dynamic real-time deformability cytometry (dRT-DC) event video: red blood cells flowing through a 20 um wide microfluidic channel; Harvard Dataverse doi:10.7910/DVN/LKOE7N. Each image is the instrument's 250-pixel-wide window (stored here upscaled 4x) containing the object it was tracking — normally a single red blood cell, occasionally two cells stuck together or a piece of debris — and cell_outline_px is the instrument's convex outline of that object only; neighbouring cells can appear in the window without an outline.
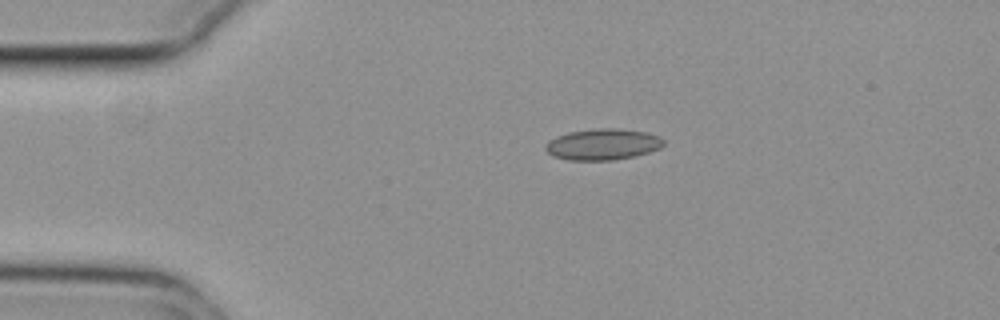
{"species": "common noctule bat (a hibernating species)", "species_latin": "Nyctalus noctula", "temperature_condition": "cold", "stored_images_in_passage": 43, "camera_frame_rate_fps": 3000, "um_per_image_px": 0.085, "animal": {"sex": "female", "body_mass_g": 29.2, "forearm_length_mm": 56.3}, "frame": {"image": 1, "passage_image": 1, "time_ms": 0.0, "image_size_px": [1000, 320], "cell_outline_px": [[664, 144], [660, 148], [636, 156], [612, 160], [568, 160], [552, 156], [544, 148], [544, 144], [548, 140], [556, 136], [568, 132], [596, 128], [616, 128], [648, 132], [660, 136], [664, 140]], "centroid_in_image_um": [51.22, 12.26], "position_along_channel_um": 33.8, "area_um2": 21.73}}
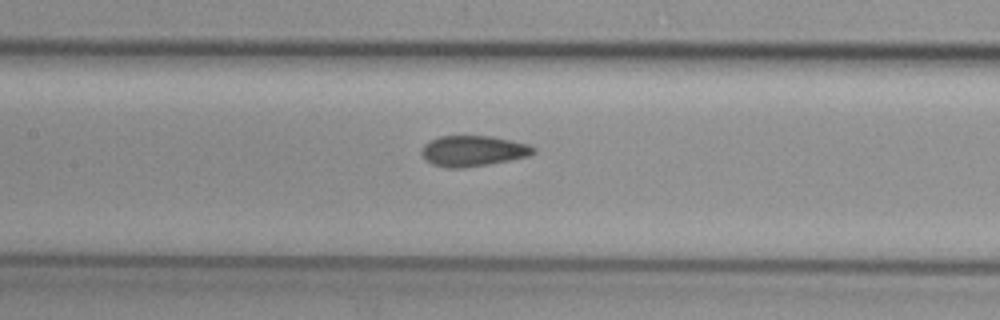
{"frame": {"image": 2, "passage_image": 15, "time_ms": 4.667, "image_size_px": [1000, 320], "cell_outline_px": [[536, 152], [528, 156], [488, 164], [460, 168], [448, 168], [432, 164], [424, 160], [420, 152], [424, 144], [440, 136], [492, 136], [512, 140], [528, 144], [536, 148]], "centroid_in_image_um": [40.2, 12.83], "position_along_channel_um": 167.2, "area_um2": 20.0}}
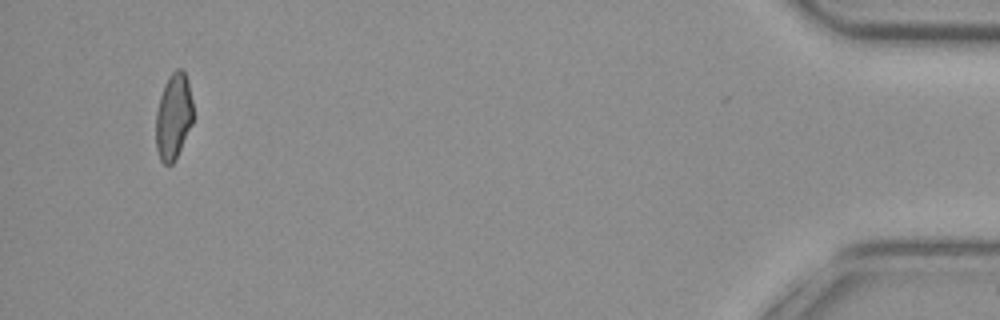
{"frame": {"image": 3, "passage_image": 42, "time_ms": 13.667, "image_size_px": [1000, 320], "cell_outline_px": [[192, 124], [172, 164], [164, 164], [160, 160], [156, 148], [156, 112], [160, 96], [164, 84], [168, 76], [176, 68], [180, 68], [184, 72], [188, 80], [192, 100]], "centroid_in_image_um": [14.73, 9.86], "position_along_channel_um": 420.5, "area_um2": 18.55}, "authors_computed_cell_mechanics": {"area_um2": 19.8832, "velocity_mm_per_s": 3.7433, "shape_relaxation_time_tau1_ms": null, "shape_relaxation_time_tau2_ms": 2.2135, "deformation_change_tau1": null, "deformation_change_tau2": 0.0749}}